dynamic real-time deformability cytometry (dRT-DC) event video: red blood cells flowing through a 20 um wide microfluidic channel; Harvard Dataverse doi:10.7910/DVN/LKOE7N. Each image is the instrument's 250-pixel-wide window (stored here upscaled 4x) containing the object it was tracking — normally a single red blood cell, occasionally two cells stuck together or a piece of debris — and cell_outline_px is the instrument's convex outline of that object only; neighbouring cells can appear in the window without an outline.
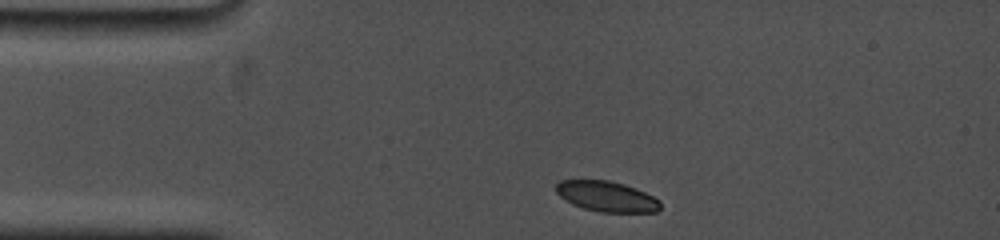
{"species": "common noctule bat (a hibernating species)", "species_latin": "Nyctalus noctula", "temperature_condition": "cold", "stored_images_in_passage": 5, "camera_frame_rate_fps": 5000, "um_per_image_px": 0.085, "animal": {"sex": "female", "body_mass_g": 19.0, "forearm_length_mm": 53.3}, "frame": {"image": 1, "passage_image": 1, "time_ms": 0.0, "image_size_px": [1000, 240], "cell_outline_px": [[660, 208], [656, 212], [600, 212], [584, 208], [572, 204], [560, 196], [556, 192], [556, 184], [560, 180], [608, 180], [624, 184], [636, 188], [660, 200]], "centroid_in_image_um": [51.57, 16.69], "position_along_channel_um": 33.4, "area_um2": 18.44}}
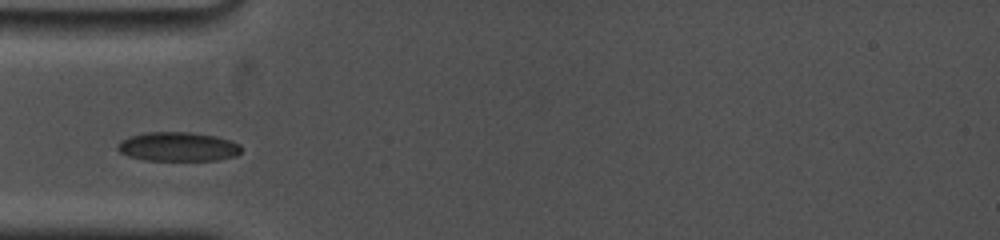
{"frame": {"image": 2, "passage_image": 4, "time_ms": 2.0, "image_size_px": [1000, 240], "cell_outline_px": [[240, 152], [236, 156], [216, 160], [144, 160], [128, 156], [120, 152], [116, 148], [116, 144], [120, 140], [128, 136], [144, 132], [192, 132], [216, 136], [240, 144]], "centroid_in_image_um": [15.07, 12.46], "position_along_channel_um": 69.9, "area_um2": 21.15}}